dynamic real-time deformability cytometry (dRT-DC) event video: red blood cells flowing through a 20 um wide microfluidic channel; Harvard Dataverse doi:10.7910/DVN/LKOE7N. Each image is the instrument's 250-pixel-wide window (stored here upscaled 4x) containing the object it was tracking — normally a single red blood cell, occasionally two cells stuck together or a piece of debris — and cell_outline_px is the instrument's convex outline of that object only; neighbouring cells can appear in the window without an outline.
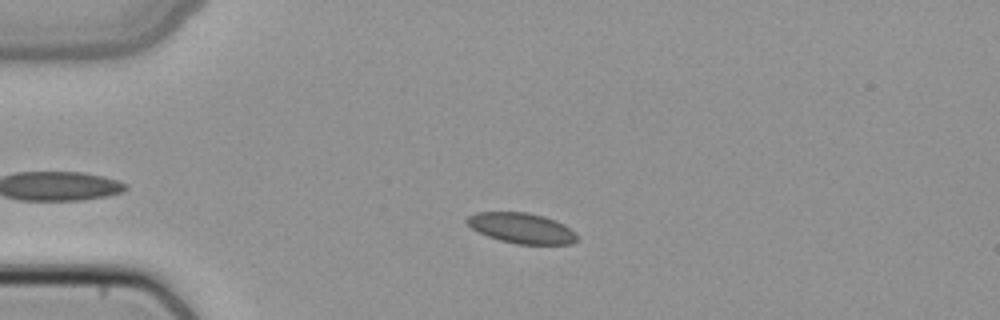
{"species": "common noctule bat (a hibernating species)", "species_latin": "Nyctalus noctula", "temperature_condition": "cold", "stored_images_in_passage": 32, "camera_frame_rate_fps": 3000, "um_per_image_px": 0.085, "animal": {"sex": "female", "body_mass_g": 22.7, "forearm_length_mm": 54.2}, "frame": {"image": 1, "passage_image": 1, "time_ms": 0.0, "image_size_px": [1000, 320], "cell_outline_px": [[576, 240], [572, 244], [516, 244], [500, 240], [488, 236], [472, 228], [464, 220], [468, 216], [476, 212], [528, 212], [544, 216], [556, 220], [564, 224], [576, 232]], "centroid_in_image_um": [44.34, 19.38], "position_along_channel_um": 40.7, "area_um2": 19.54}}
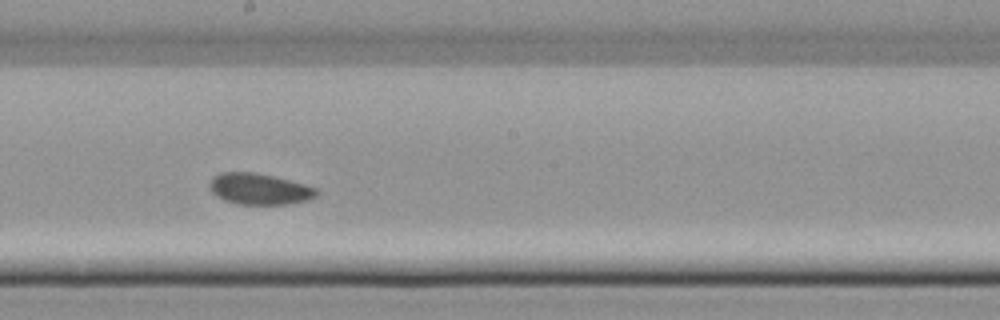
{"frame": {"image": 2, "passage_image": 17, "time_ms": 5.333, "image_size_px": [1000, 320], "cell_outline_px": [[320, 192], [316, 196], [308, 200], [284, 204], [236, 204], [224, 200], [216, 196], [208, 188], [208, 180], [212, 176], [220, 172], [256, 172], [304, 184], [316, 188]], "centroid_in_image_um": [21.98, 16.05], "position_along_channel_um": 226.2, "area_um2": 19.59}}
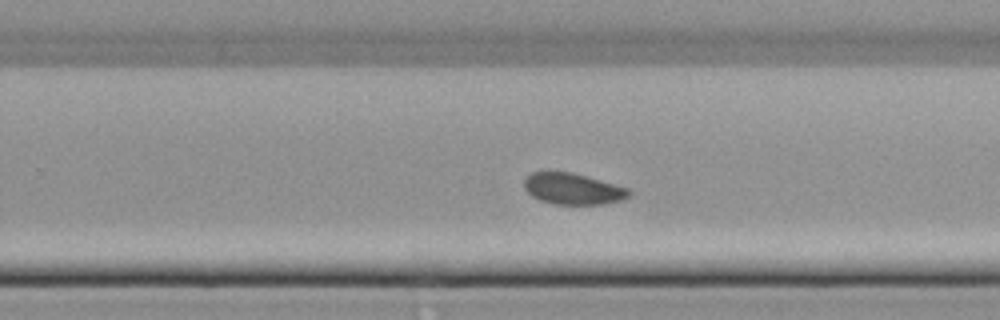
{"frame": {"image": 3, "passage_image": 21, "time_ms": 6.667, "image_size_px": [1000, 320], "cell_outline_px": [[632, 192], [628, 196], [620, 200], [604, 204], [552, 204], [540, 200], [532, 196], [524, 188], [524, 176], [532, 172], [548, 168], [572, 172], [588, 176], [628, 188]], "centroid_in_image_um": [48.61, 16.0], "position_along_channel_um": 281.2, "area_um2": 19.71}}